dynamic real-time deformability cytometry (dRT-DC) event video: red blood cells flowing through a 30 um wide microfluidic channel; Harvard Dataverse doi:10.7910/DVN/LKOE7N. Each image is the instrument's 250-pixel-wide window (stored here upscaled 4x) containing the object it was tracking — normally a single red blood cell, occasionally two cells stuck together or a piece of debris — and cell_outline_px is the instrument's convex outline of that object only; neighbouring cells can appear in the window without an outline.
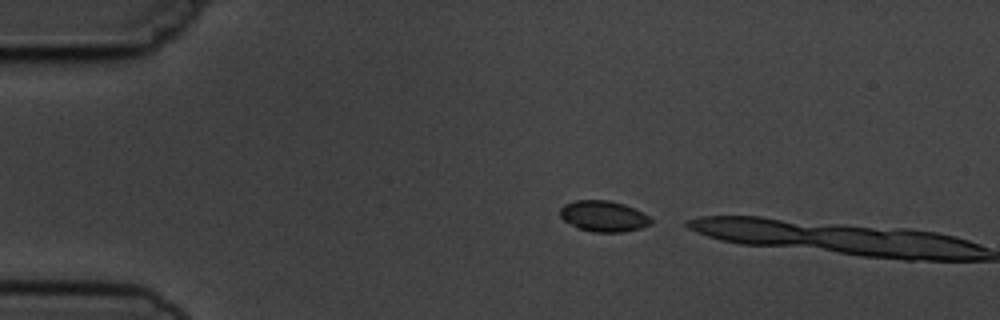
{"species": "common noctule bat (a hibernating species)", "species_latin": "Nyctalus noctula", "temperature_condition": "cold", "stored_images_in_passage": 2, "camera_frame_rate_fps": 3000, "um_per_image_px": 0.085, "animal": {"sex": "male", "body_mass_g": 19.5, "forearm_length_mm": 54.6}, "frame": {"image": 1, "passage_image": 1, "time_ms": 0.0, "image_size_px": [1000, 320], "cell_outline_px": [[652, 220], [648, 224], [640, 228], [624, 232], [592, 232], [576, 228], [564, 220], [560, 216], [560, 208], [564, 204], [576, 200], [608, 200], [624, 204], [648, 216]], "centroid_in_image_um": [51.24, 18.38], "position_along_channel_um": 33.8, "area_um2": 16.24}}